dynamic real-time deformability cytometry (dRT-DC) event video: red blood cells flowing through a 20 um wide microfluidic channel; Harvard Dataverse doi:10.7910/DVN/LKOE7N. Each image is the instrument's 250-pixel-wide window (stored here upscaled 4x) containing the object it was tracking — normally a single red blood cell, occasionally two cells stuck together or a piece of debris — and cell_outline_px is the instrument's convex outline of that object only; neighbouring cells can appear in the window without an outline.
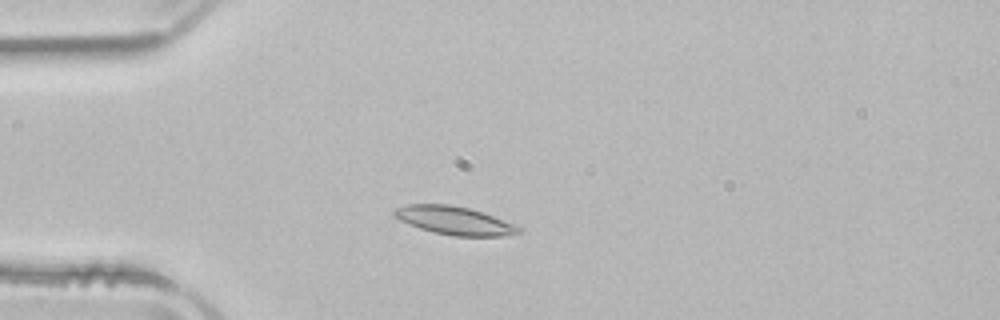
{"species": "common noctule bat (a hibernating species)", "species_latin": "Nyctalus noctula", "temperature_condition": "room temperature", "stored_images_in_passage": 47, "camera_frame_rate_fps": 3000, "um_per_image_px": 0.085, "animal": {"sex": "male", "body_mass_g": 21.5, "forearm_length_mm": 52.0}, "frame": {"image": 1, "passage_image": 9, "time_ms": 2.667, "image_size_px": [1000, 320], "cell_outline_px": [[524, 228], [520, 232], [508, 236], [452, 236], [432, 232], [408, 224], [392, 216], [392, 212], [396, 208], [404, 204], [448, 204], [468, 208], [484, 212], [516, 224]], "centroid_in_image_um": [38.64, 18.75], "position_along_channel_um": 46.4, "area_um2": 20.87}}
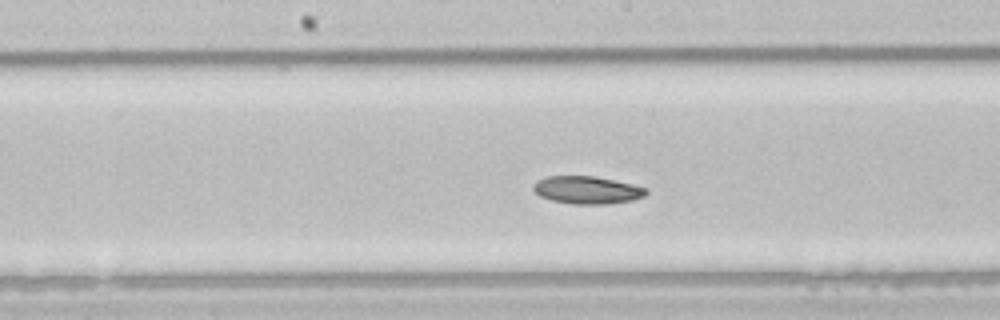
{"frame": {"image": 2, "passage_image": 22, "time_ms": 7.0, "image_size_px": [1000, 320], "cell_outline_px": [[648, 192], [644, 196], [632, 200], [608, 204], [572, 204], [552, 200], [540, 196], [532, 188], [532, 184], [536, 180], [548, 176], [596, 176], [632, 184], [648, 188]], "centroid_in_image_um": [49.9, 16.14], "position_along_channel_um": 198.3, "area_um2": 18.26}}
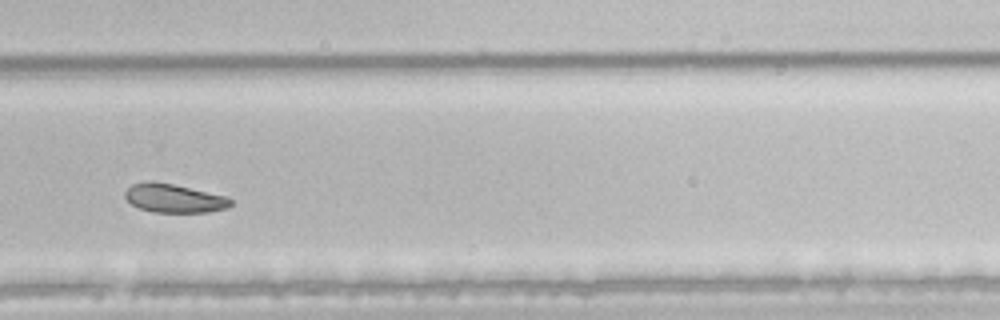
{"frame": {"image": 3, "passage_image": 31, "time_ms": 10.0, "image_size_px": [1000, 320], "cell_outline_px": [[232, 204], [228, 208], [208, 212], [152, 212], [140, 208], [132, 204], [124, 196], [124, 192], [132, 184], [172, 184], [228, 196], [232, 200]], "centroid_in_image_um": [14.88, 16.89], "position_along_channel_um": 314.9, "area_um2": 17.11}, "authors_computed_cell_mechanics": {"area_um2": 19.5364, "velocity_mm_per_s": 3.9083, "shape_relaxation_time_tau1_ms": 2.2365, "shape_relaxation_time_tau2_ms": null, "deformation_change_tau1": 0.0781, "deformation_change_tau2": null}}